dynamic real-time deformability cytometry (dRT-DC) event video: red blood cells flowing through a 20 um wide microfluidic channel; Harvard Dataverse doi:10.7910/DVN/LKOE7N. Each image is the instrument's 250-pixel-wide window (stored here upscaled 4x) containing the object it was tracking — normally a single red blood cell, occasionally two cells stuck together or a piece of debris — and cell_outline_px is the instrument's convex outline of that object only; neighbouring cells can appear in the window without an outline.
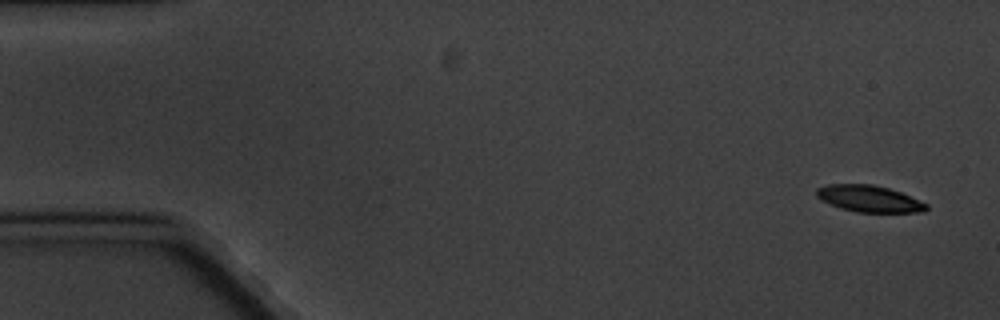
{"species": "common noctule bat (a hibernating species)", "species_latin": "Nyctalus noctula", "temperature_condition": "cold", "stored_images_in_passage": 9, "camera_frame_rate_fps": 3000, "um_per_image_px": 0.085, "animal": {"sex": "male", "body_mass_g": 20.1, "forearm_length_mm": 53.5}, "frame": {"image": 1, "passage_image": 1, "time_ms": 0.0, "image_size_px": [1000, 320], "cell_outline_px": [[928, 208], [924, 212], [856, 212], [840, 208], [820, 200], [816, 196], [816, 188], [828, 184], [872, 184], [888, 188], [900, 192], [928, 204]], "centroid_in_image_um": [73.85, 16.89], "position_along_channel_um": 11.2, "area_um2": 17.05}}
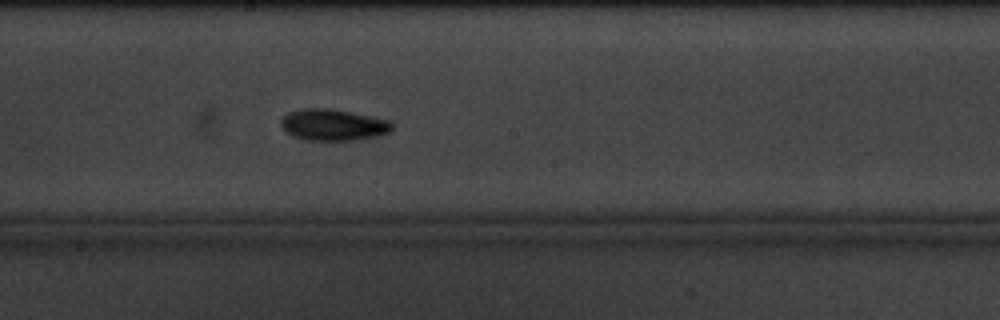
{"frame": {"image": 2, "passage_image": 9, "time_ms": 10.0, "image_size_px": [1000, 320], "cell_outline_px": [[392, 128], [388, 132], [376, 136], [352, 140], [304, 140], [292, 136], [284, 132], [280, 124], [280, 120], [288, 112], [304, 108], [328, 108], [372, 116], [388, 120], [392, 124]], "centroid_in_image_um": [28.25, 10.61], "position_along_channel_um": 220.0, "area_um2": 20.35}}